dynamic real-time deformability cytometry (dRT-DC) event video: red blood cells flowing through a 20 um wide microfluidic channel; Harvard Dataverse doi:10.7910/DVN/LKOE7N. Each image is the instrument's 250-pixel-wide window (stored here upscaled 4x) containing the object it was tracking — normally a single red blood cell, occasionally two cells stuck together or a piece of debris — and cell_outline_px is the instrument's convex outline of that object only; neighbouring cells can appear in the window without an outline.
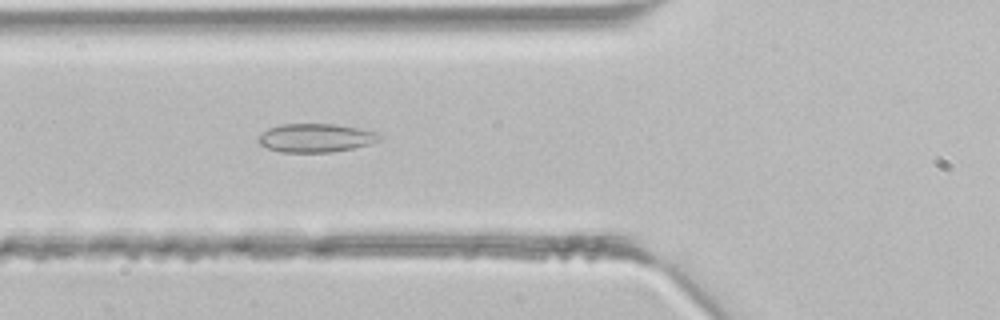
{"species": "common noctule bat (a hibernating species)", "species_latin": "Nyctalus noctula", "temperature_condition": "room temperature", "stored_images_in_passage": 42, "camera_frame_rate_fps": 3000, "um_per_image_px": 0.085, "animal": {"sex": "male", "body_mass_g": 21.5, "forearm_length_mm": 52.0}, "frame": {"image": 1, "passage_image": 14, "time_ms": 4.333, "image_size_px": [1000, 320], "cell_outline_px": [[380, 140], [368, 144], [352, 148], [328, 152], [280, 152], [268, 148], [260, 144], [256, 140], [268, 128], [280, 124], [336, 124], [380, 132]], "centroid_in_image_um": [26.83, 11.71], "position_along_channel_um": 99.0, "area_um2": 20.06}}
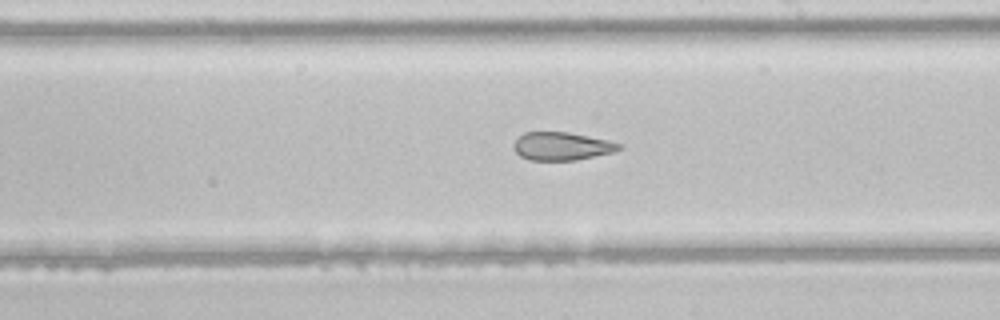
{"frame": {"image": 2, "passage_image": 23, "time_ms": 7.333, "image_size_px": [1000, 320], "cell_outline_px": [[624, 148], [612, 152], [576, 160], [532, 160], [520, 156], [512, 148], [512, 144], [524, 132], [568, 132], [608, 140], [624, 144]], "centroid_in_image_um": [47.76, 12.42], "position_along_channel_um": 241.2, "area_um2": 17.28}}
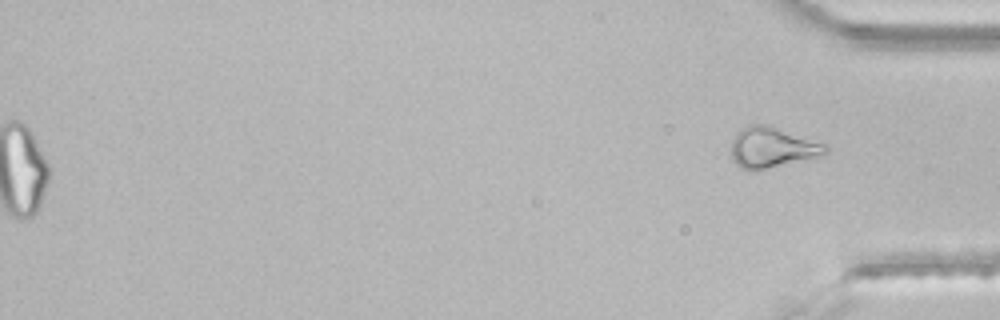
{"frame": {"image": 3, "passage_image": 42, "time_ms": 13.667, "image_size_px": [1000, 320], "cell_outline_px": [[828, 152], [820, 156], [752, 172], [740, 168], [732, 160], [732, 140], [736, 132], [748, 124], [772, 124], [828, 144]], "centroid_in_image_um": [65.65, 12.51], "position_along_channel_um": 369.6, "area_um2": 22.95}}